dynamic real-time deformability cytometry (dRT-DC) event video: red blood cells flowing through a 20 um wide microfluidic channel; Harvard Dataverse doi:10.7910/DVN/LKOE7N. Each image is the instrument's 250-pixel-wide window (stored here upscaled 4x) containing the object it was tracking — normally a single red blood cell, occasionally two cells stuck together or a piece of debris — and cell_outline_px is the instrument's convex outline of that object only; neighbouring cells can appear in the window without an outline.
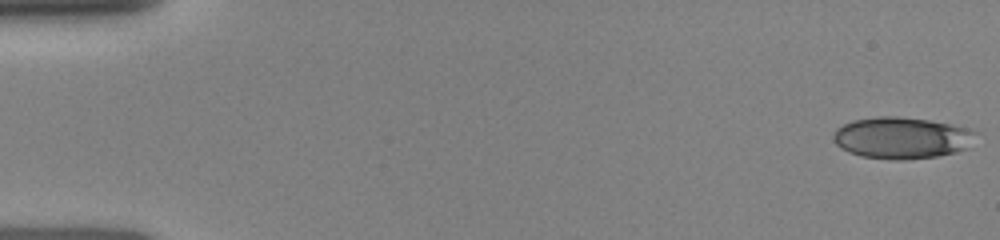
{"species": "human", "species_latin": "Homo sapiens", "temperature_condition": "room temperature", "stored_images_in_passage": 27, "camera_frame_rate_fps": 3000, "um_per_image_px": 0.085, "donor": {"sex": "female"}, "frame": {"image": 1, "passage_image": 1, "time_ms": 0.0, "image_size_px": [1000, 240], "cell_outline_px": [[980, 132], [972, 148], [956, 152], [936, 156], [900, 160], [896, 160], [860, 156], [848, 152], [840, 148], [832, 140], [832, 136], [836, 128], [852, 120], [876, 116], [900, 116], [928, 120], [972, 128]], "centroid_in_image_um": [76.71, 11.71], "position_along_channel_um": 8.3, "area_um2": 35.32}}
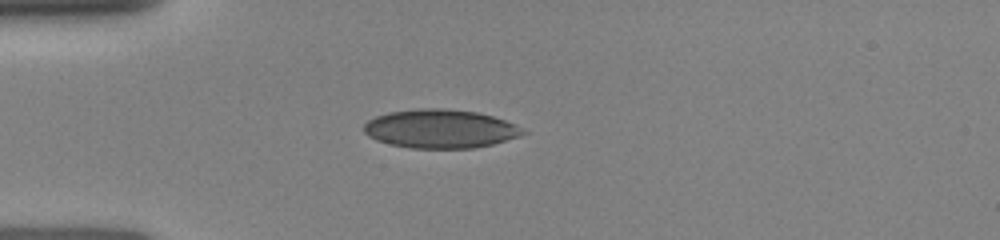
{"frame": {"image": 2, "passage_image": 22, "time_ms": 4.0, "image_size_px": [1000, 240], "cell_outline_px": [[528, 132], [520, 136], [492, 144], [472, 148], [412, 148], [388, 144], [376, 140], [368, 136], [364, 132], [364, 124], [368, 120], [376, 116], [388, 112], [416, 108], [444, 108], [476, 112], [492, 116], [516, 124], [524, 128]], "centroid_in_image_um": [37.42, 10.94], "position_along_channel_um": 47.6, "area_um2": 36.01}}